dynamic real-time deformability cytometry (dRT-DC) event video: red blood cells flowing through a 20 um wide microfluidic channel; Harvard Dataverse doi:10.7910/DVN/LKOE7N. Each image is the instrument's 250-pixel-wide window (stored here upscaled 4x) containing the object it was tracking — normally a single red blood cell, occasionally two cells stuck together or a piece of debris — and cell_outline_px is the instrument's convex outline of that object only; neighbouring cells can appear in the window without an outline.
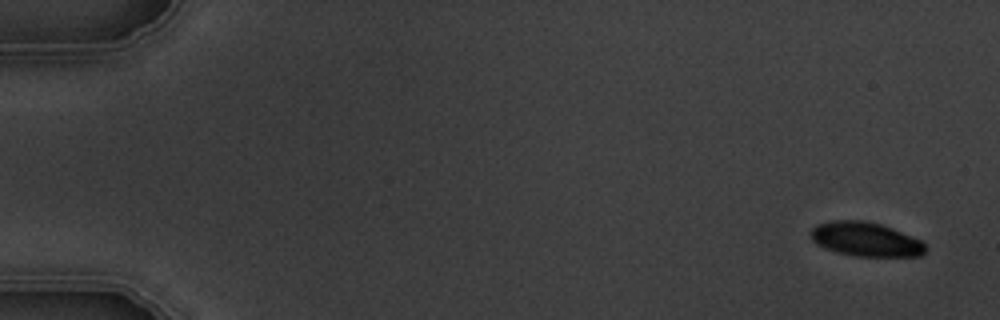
{"species": "common noctule bat (a hibernating species)", "species_latin": "Nyctalus noctula", "temperature_condition": "warm", "stored_images_in_passage": 6, "camera_frame_rate_fps": 3000, "um_per_image_px": 0.085, "animal": {"sex": "male", "body_mass_g": 19.5, "forearm_length_mm": 54.6}, "frame": {"image": 1, "passage_image": 1, "time_ms": 0.0, "image_size_px": [1000, 320], "cell_outline_px": [[928, 248], [920, 256], [856, 256], [836, 252], [816, 244], [812, 240], [808, 232], [816, 224], [832, 220], [864, 220], [880, 224], [892, 228], [920, 240]], "centroid_in_image_um": [73.54, 20.33], "position_along_channel_um": 11.5, "area_um2": 22.89}}
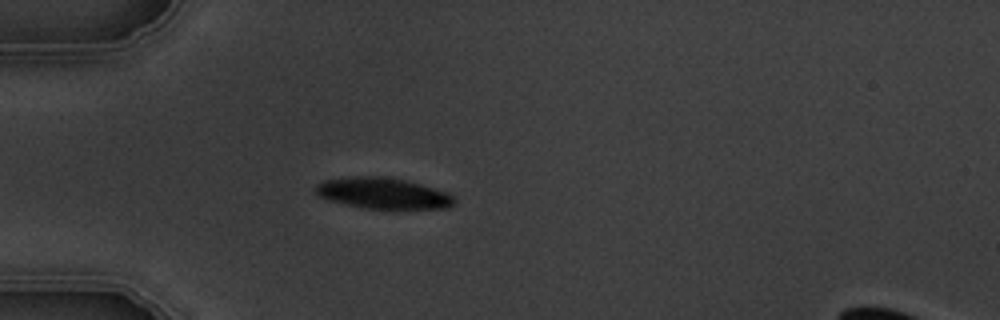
{"frame": {"image": 2, "passage_image": 5, "time_ms": 4.667, "image_size_px": [1000, 320], "cell_outline_px": [[456, 200], [448, 208], [364, 208], [344, 204], [328, 200], [320, 196], [316, 192], [316, 184], [324, 180], [356, 176], [380, 176], [404, 180], [420, 184], [448, 192]], "centroid_in_image_um": [32.54, 16.42], "position_along_channel_um": 52.5, "area_um2": 24.74}}